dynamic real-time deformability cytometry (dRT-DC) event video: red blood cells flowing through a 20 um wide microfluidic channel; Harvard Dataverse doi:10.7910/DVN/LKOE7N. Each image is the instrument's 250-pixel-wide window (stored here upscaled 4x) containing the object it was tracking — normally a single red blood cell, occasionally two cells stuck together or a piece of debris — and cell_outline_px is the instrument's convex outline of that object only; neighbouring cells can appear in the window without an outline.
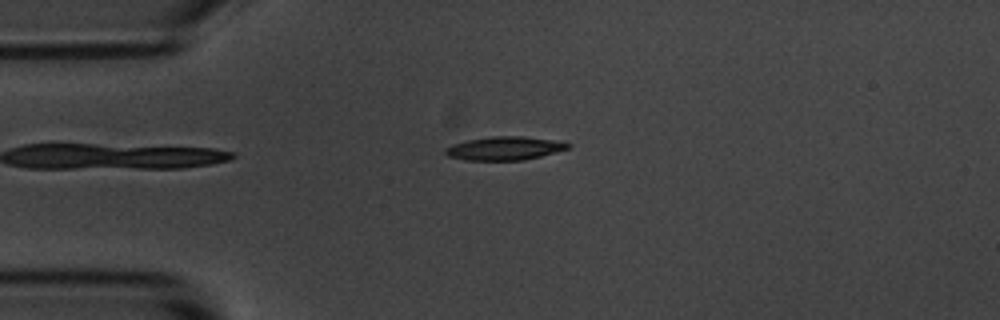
{"species": "common noctule bat (a hibernating species)", "species_latin": "Nyctalus noctula", "temperature_condition": "room temperature", "stored_images_in_passage": 7, "camera_frame_rate_fps": 3000, "um_per_image_px": 0.085, "animal": {"sex": "male", "body_mass_g": 20.1, "forearm_length_mm": 53.5}, "frame": {"image": 1, "passage_image": 3, "time_ms": 3.0, "image_size_px": [1000, 320], "cell_outline_px": [[572, 144], [568, 148], [540, 156], [524, 160], [464, 160], [448, 156], [444, 152], [444, 148], [452, 144], [468, 140], [492, 136], [524, 136], [552, 140]], "centroid_in_image_um": [42.83, 12.61], "position_along_channel_um": 42.2, "area_um2": 16.65}}
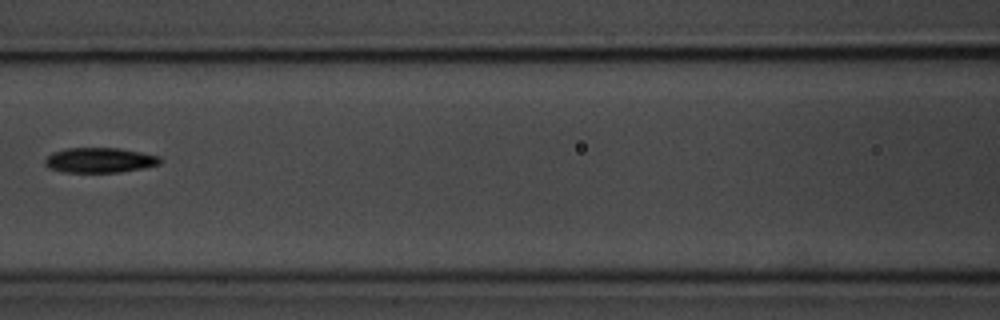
{"frame": {"image": 2, "passage_image": 6, "time_ms": 6.667, "image_size_px": [1000, 320], "cell_outline_px": [[160, 164], [144, 168], [120, 172], [64, 172], [48, 168], [44, 164], [44, 160], [52, 152], [64, 148], [120, 148], [160, 156]], "centroid_in_image_um": [8.45, 13.61], "position_along_channel_um": 158.2, "area_um2": 16.88}}
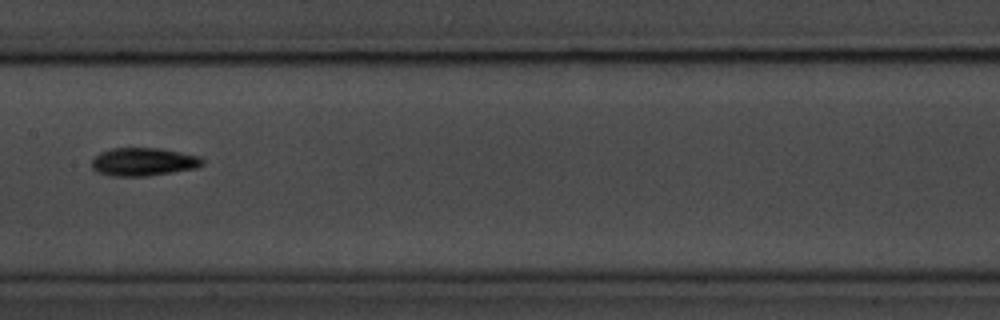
{"frame": {"image": 3, "passage_image": 7, "time_ms": 7.667, "image_size_px": [1000, 320], "cell_outline_px": [[204, 164], [196, 168], [148, 176], [112, 176], [96, 172], [92, 168], [92, 160], [100, 152], [112, 148], [160, 148], [200, 156], [204, 160]], "centroid_in_image_um": [12.19, 13.75], "position_along_channel_um": 195.2, "area_um2": 18.21}}